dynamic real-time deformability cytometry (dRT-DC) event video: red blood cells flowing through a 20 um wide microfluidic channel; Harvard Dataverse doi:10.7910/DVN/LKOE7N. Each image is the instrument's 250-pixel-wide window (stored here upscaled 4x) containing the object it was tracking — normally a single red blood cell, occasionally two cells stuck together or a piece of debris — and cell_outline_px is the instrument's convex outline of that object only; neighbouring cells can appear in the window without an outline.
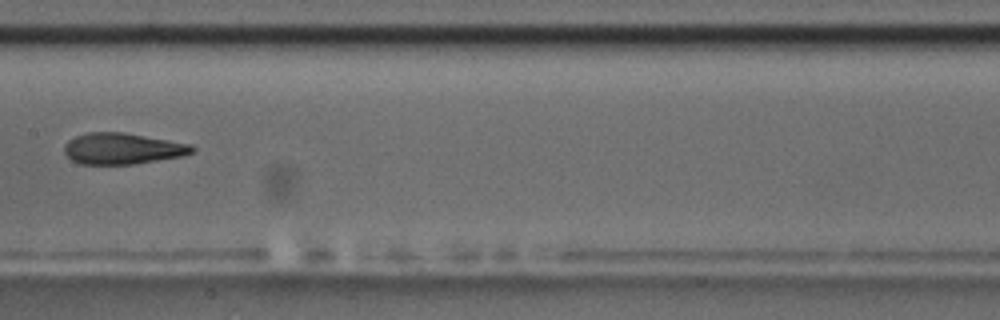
{"species": "common noctule bat (a hibernating species)", "species_latin": "Nyctalus noctula", "temperature_condition": "room temperature", "stored_images_in_passage": 10, "camera_frame_rate_fps": 3000, "um_per_image_px": 0.085, "animal": {"sex": "male", "body_mass_g": 17.5, "forearm_length_mm": 52.3}, "frame": {"image": 1, "passage_image": 9, "time_ms": 9.667, "image_size_px": [1000, 320], "cell_outline_px": [[196, 148], [192, 152], [184, 156], [132, 164], [80, 164], [72, 160], [64, 152], [64, 144], [68, 140], [76, 136], [88, 132], [124, 132], [192, 144]], "centroid_in_image_um": [10.42, 12.62], "position_along_channel_um": 197.0, "area_um2": 23.29}}